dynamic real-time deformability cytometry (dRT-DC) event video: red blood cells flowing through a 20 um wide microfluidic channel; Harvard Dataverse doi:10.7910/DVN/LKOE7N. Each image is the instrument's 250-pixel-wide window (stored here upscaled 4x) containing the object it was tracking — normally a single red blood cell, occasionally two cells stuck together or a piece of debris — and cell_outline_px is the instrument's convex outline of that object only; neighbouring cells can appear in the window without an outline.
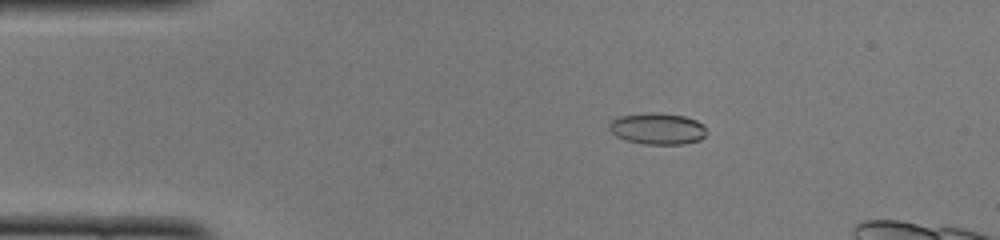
{"species": "common noctule bat (a hibernating species)", "species_latin": "Nyctalus noctula", "temperature_condition": "cold", "stored_images_in_passage": 48, "camera_frame_rate_fps": 3000, "um_per_image_px": 0.085, "animal": {"sex": "female", "body_mass_g": 22.0, "forearm_length_mm": 56.7}, "frame": {"image": 1, "passage_image": 10, "time_ms": 3.0, "image_size_px": [1000, 240], "cell_outline_px": [[708, 132], [700, 140], [684, 144], [644, 144], [624, 140], [616, 136], [608, 128], [608, 124], [612, 120], [620, 116], [644, 112], [660, 112], [684, 116], [696, 120], [704, 124]], "centroid_in_image_um": [55.89, 10.93], "position_along_channel_um": 29.1, "area_um2": 18.21}}
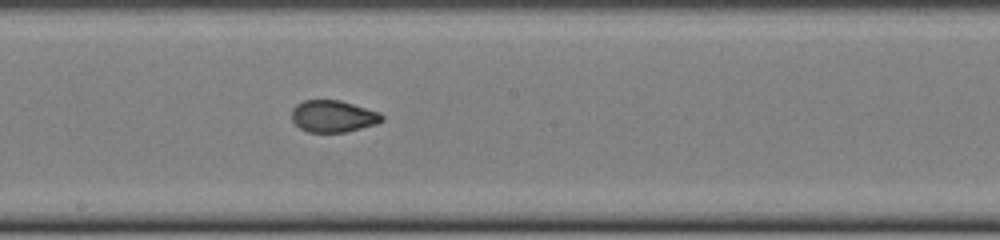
{"frame": {"image": 2, "passage_image": 28, "time_ms": 9.0, "image_size_px": [1000, 240], "cell_outline_px": [[384, 120], [376, 124], [344, 132], [308, 132], [300, 128], [292, 120], [292, 108], [296, 104], [304, 100], [340, 100], [380, 112], [384, 116]], "centroid_in_image_um": [28.32, 9.87], "position_along_channel_um": 219.9, "area_um2": 16.76}}
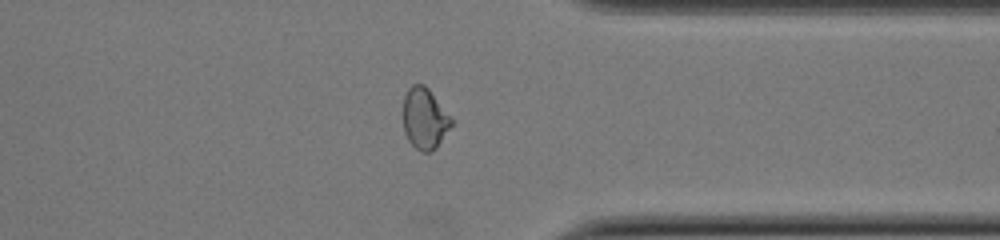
{"frame": {"image": 3, "passage_image": 40, "time_ms": 13.0, "image_size_px": [1000, 240], "cell_outline_px": [[452, 124], [436, 148], [432, 152], [420, 152], [408, 140], [404, 132], [400, 112], [404, 96], [408, 88], [412, 84], [424, 84], [428, 88], [452, 120]], "centroid_in_image_um": [36.02, 10.08], "position_along_channel_um": 375.4, "area_um2": 17.4}, "authors_computed_cell_mechanics": {"area_um2": 17.4845, "velocity_mm_per_s": 4.002, "shape_relaxation_time_tau1_ms": null, "shape_relaxation_time_tau2_ms": 1.3421, "deformation_change_tau1": null, "deformation_change_tau2": 0.0512}}